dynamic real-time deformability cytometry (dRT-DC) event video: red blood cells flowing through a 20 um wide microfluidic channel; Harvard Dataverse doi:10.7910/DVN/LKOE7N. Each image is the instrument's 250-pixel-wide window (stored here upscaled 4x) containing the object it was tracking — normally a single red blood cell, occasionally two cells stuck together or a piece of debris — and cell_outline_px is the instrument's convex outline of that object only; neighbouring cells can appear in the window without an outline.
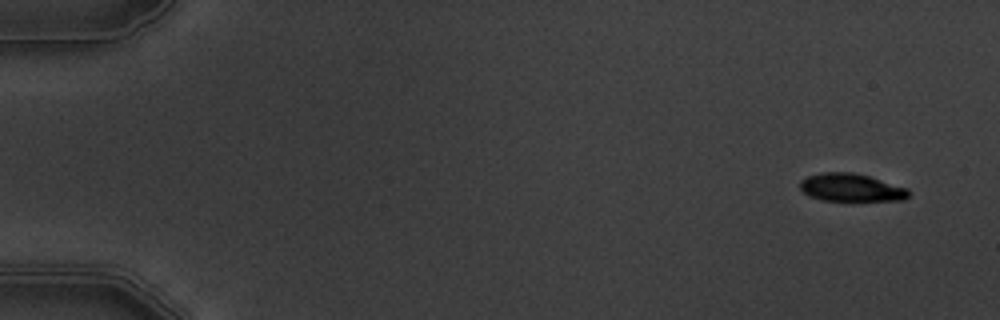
{"species": "common noctule bat (a hibernating species)", "species_latin": "Nyctalus noctula", "temperature_condition": "warm", "stored_images_in_passage": 6, "segment_of_instrument_passage": [1, 2], "camera_frame_rate_fps": 3000, "um_per_image_px": 0.085, "animal": {"sex": "male", "body_mass_g": 19.5, "forearm_length_mm": 54.6}, "frame": {"image": 1, "passage_image": 1, "time_ms": 0.0, "image_size_px": [1000, 320], "cell_outline_px": [[908, 196], [904, 200], [820, 200], [808, 196], [800, 188], [800, 180], [808, 176], [824, 172], [852, 172], [868, 176], [908, 188]], "centroid_in_image_um": [72.31, 15.94], "position_along_channel_um": 12.7, "area_um2": 17.46}}